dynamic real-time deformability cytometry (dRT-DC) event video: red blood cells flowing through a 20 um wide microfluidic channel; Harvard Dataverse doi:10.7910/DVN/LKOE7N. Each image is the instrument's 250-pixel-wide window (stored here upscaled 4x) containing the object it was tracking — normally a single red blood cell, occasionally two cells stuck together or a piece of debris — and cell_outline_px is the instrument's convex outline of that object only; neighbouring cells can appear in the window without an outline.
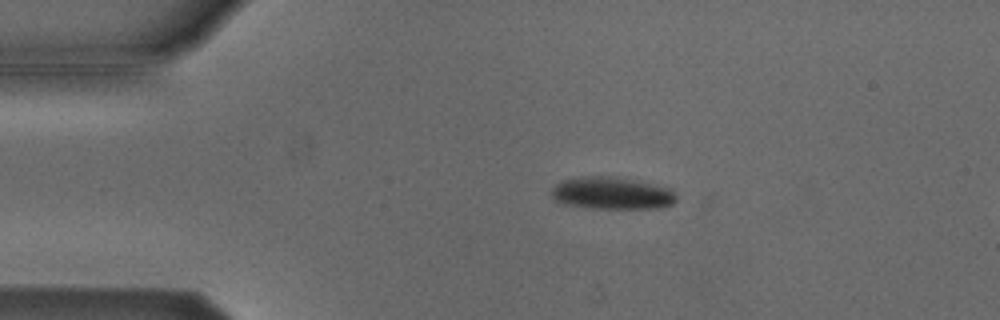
{"species": "Egyptian fruit bat (a non-hibernating species)", "species_latin": "Rousettus aegyptiacus", "temperature_condition": "cold", "stored_images_in_passage": 3, "camera_frame_rate_fps": 3000, "um_per_image_px": 0.085, "animal": {"sex": "male"}, "frame": {"image": 1, "passage_image": 1, "time_ms": 0.0, "image_size_px": [1000, 320], "cell_outline_px": [[676, 200], [672, 204], [660, 208], [592, 208], [564, 204], [556, 200], [552, 196], [552, 188], [556, 184], [564, 180], [592, 176], [600, 176], [672, 188], [676, 192]], "centroid_in_image_um": [52.02, 16.46], "position_along_channel_um": 33.0, "area_um2": 22.72}}